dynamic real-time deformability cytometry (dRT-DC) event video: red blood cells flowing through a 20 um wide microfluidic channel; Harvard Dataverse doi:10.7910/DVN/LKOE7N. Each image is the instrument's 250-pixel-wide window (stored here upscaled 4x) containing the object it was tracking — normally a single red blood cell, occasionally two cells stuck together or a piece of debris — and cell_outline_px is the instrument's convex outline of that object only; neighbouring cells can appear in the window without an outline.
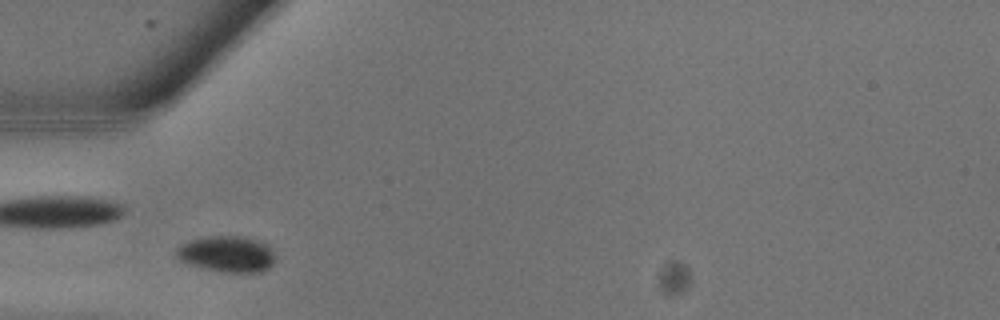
{"species": "common noctule bat (a hibernating species)", "species_latin": "Nyctalus noctula", "temperature_condition": "warm", "stored_images_in_passage": 7, "camera_frame_rate_fps": 3000, "um_per_image_px": 0.085, "animal": {"sex": "male", "body_mass_g": 13.3}, "frame": {"image": 1, "passage_image": 1, "time_ms": 0.0, "image_size_px": [1000, 320], "cell_outline_px": [[276, 260], [268, 268], [260, 272], [220, 272], [192, 264], [180, 260], [176, 256], [176, 248], [180, 244], [188, 240], [204, 236], [248, 236], [264, 244], [276, 256]], "centroid_in_image_um": [19.27, 21.58], "position_along_channel_um": 65.7, "area_um2": 20.81}}
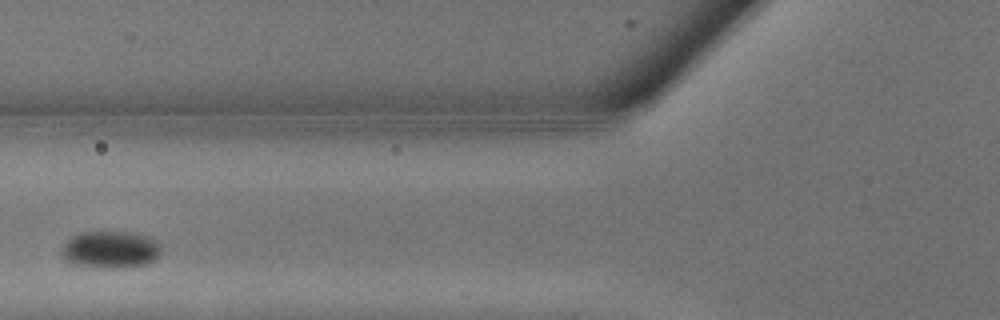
{"frame": {"image": 2, "passage_image": 3, "time_ms": 0.667, "image_size_px": [1000, 320], "cell_outline_px": [[160, 256], [156, 260], [148, 264], [112, 268], [96, 268], [72, 264], [64, 260], [64, 244], [72, 236], [80, 232], [132, 232], [148, 236], [160, 240]], "centroid_in_image_um": [9.45, 21.22], "position_along_channel_um": 116.3, "area_um2": 21.79}}
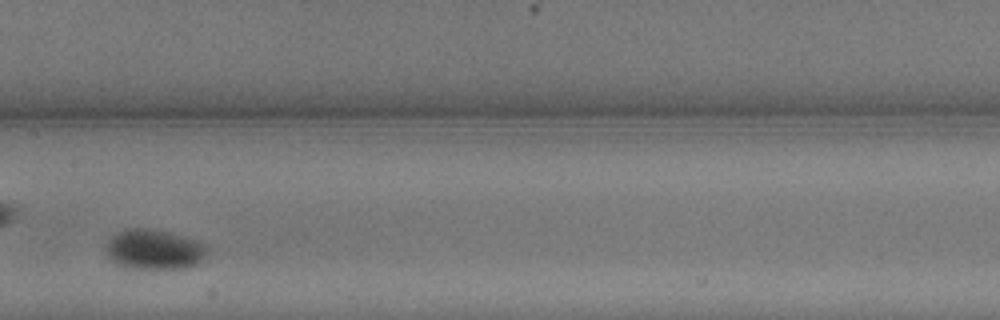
{"frame": {"image": 3, "passage_image": 6, "time_ms": 1.667, "image_size_px": [1000, 320], "cell_outline_px": [[208, 252], [196, 264], [188, 268], [124, 268], [112, 260], [108, 256], [108, 240], [116, 232], [124, 228], [148, 228], [184, 236], [204, 244], [208, 248]], "centroid_in_image_um": [13.09, 21.2], "position_along_channel_um": 194.3, "area_um2": 23.41}}